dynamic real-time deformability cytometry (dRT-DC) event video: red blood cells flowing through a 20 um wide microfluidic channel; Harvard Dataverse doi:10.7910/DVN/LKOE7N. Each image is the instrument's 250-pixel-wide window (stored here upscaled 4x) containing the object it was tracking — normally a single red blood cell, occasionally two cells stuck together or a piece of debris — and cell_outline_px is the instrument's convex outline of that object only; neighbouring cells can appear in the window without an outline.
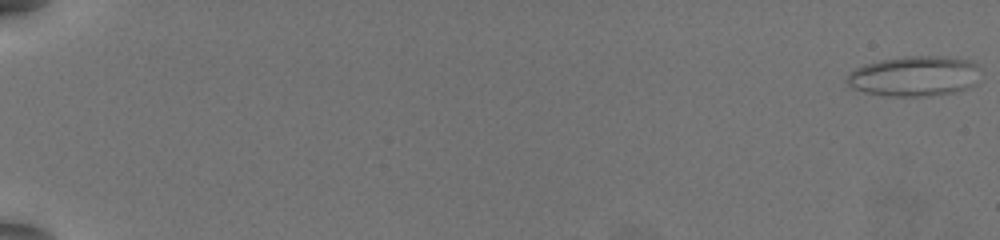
{"species": "common noctule bat (a hibernating species)", "species_latin": "Nyctalus noctula", "temperature_condition": "warm", "stored_images_in_passage": 22, "camera_frame_rate_fps": 3000, "um_per_image_px": 0.085, "animal": {"sex": "female", "body_mass_g": 19.5, "forearm_length_mm": 54.1}, "frame": {"image": 1, "passage_image": 1, "time_ms": 0.0, "image_size_px": [1000, 240], "cell_outline_px": [[976, 84], [968, 88], [956, 92], [928, 96], [888, 96], [864, 92], [848, 88], [844, 80], [848, 72], [864, 64], [880, 60], [904, 56], [940, 56], [972, 60], [976, 64]], "centroid_in_image_um": [77.64, 6.48], "position_along_channel_um": 7.4, "area_um2": 31.62}}
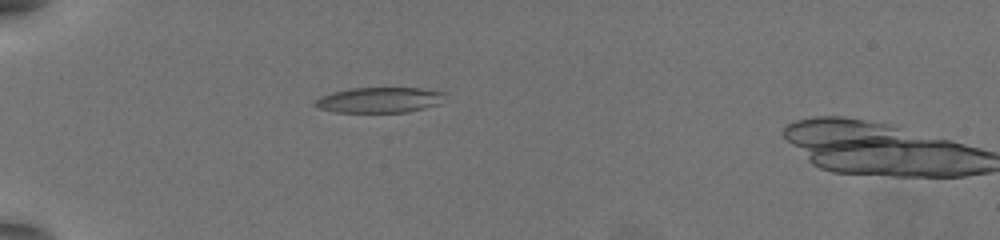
{"frame": {"image": 2, "passage_image": 20, "time_ms": 6.333, "image_size_px": [1000, 240], "cell_outline_px": [[448, 92], [440, 104], [408, 112], [336, 112], [316, 108], [312, 104], [320, 96], [332, 92], [348, 88], [420, 88]], "centroid_in_image_um": [32.25, 8.49], "position_along_channel_um": 52.7, "area_um2": 19.54}}